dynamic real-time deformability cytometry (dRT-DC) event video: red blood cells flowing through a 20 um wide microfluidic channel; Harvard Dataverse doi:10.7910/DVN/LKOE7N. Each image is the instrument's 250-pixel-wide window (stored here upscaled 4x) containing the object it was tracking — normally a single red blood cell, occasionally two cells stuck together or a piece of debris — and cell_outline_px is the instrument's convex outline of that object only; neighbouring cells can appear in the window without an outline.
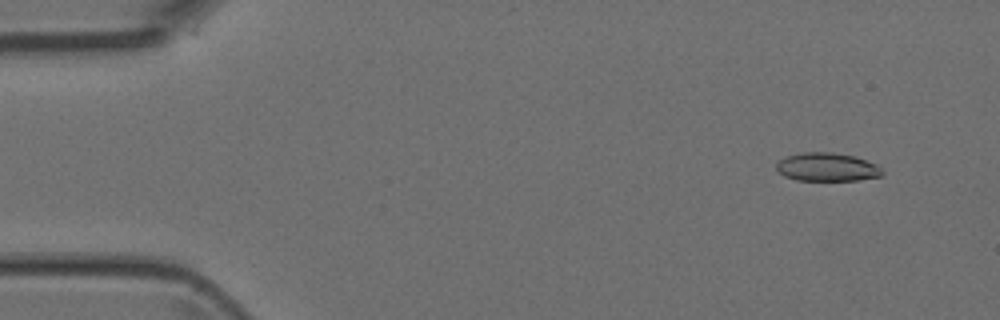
{"species": "Egyptian fruit bat (a non-hibernating species)", "species_latin": "Rousettus aegyptiacus", "temperature_condition": "room temperature", "stored_images_in_passage": 51, "camera_frame_rate_fps": 3000, "um_per_image_px": 0.085, "animal": {"sex": "female"}, "frame": {"image": 1, "passage_image": 4, "time_ms": 1.0, "image_size_px": [1000, 320], "cell_outline_px": [[880, 176], [856, 180], [800, 180], [788, 176], [780, 172], [776, 168], [776, 164], [780, 160], [788, 156], [808, 152], [824, 152], [852, 156], [864, 160], [880, 168]], "centroid_in_image_um": [70.26, 14.21], "position_along_channel_um": 14.7, "area_um2": 16.65}}
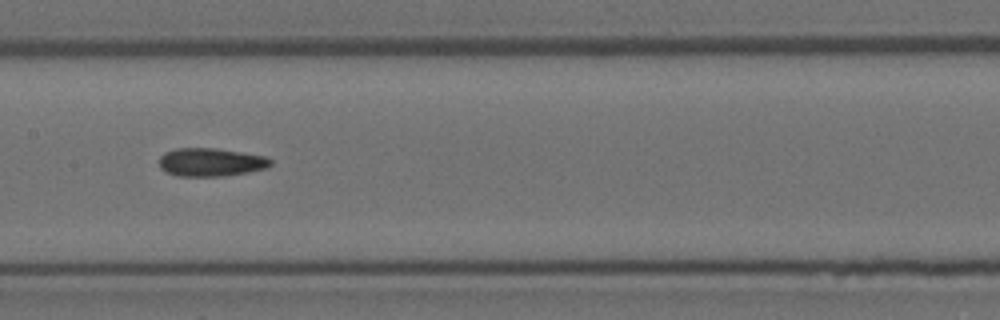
{"frame": {"image": 2, "passage_image": 25, "time_ms": 8.0, "image_size_px": [1000, 320], "cell_outline_px": [[272, 164], [264, 168], [244, 172], [216, 176], [180, 176], [168, 172], [160, 164], [160, 156], [168, 152], [180, 148], [212, 148], [264, 156], [272, 160]], "centroid_in_image_um": [17.92, 13.78], "position_along_channel_um": 189.5, "area_um2": 17.57}}
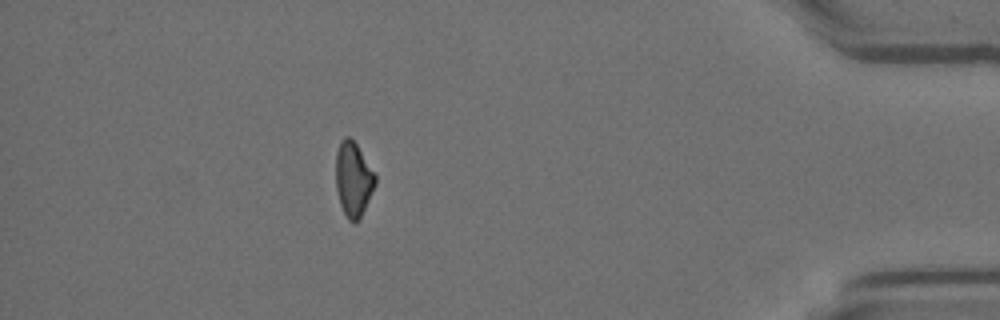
{"frame": {"image": 3, "passage_image": 45, "time_ms": 14.667, "image_size_px": [1000, 320], "cell_outline_px": [[376, 184], [360, 216], [356, 220], [348, 220], [340, 204], [336, 188], [336, 152], [344, 136], [348, 136], [356, 144], [376, 176]], "centroid_in_image_um": [30.02, 15.21], "position_along_channel_um": 405.2, "area_um2": 16.59}}